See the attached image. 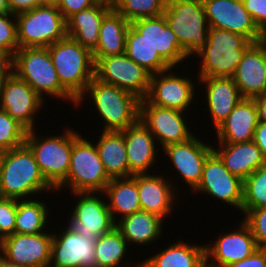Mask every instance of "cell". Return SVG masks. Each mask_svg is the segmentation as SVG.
Listing matches in <instances>:
<instances>
[{
  "instance_id": "6da1fadb",
  "label": "cell",
  "mask_w": 266,
  "mask_h": 267,
  "mask_svg": "<svg viewBox=\"0 0 266 267\" xmlns=\"http://www.w3.org/2000/svg\"><path fill=\"white\" fill-rule=\"evenodd\" d=\"M140 100L135 94L94 77L76 101L75 109L91 101L96 118L102 121L97 120L102 123L100 131H122L139 120Z\"/></svg>"
},
{
  "instance_id": "7a4b0ae2",
  "label": "cell",
  "mask_w": 266,
  "mask_h": 267,
  "mask_svg": "<svg viewBox=\"0 0 266 267\" xmlns=\"http://www.w3.org/2000/svg\"><path fill=\"white\" fill-rule=\"evenodd\" d=\"M52 192L56 193V190L46 181L26 144L2 152L1 197L22 200L39 197L43 193L51 195Z\"/></svg>"
},
{
  "instance_id": "3957f363",
  "label": "cell",
  "mask_w": 266,
  "mask_h": 267,
  "mask_svg": "<svg viewBox=\"0 0 266 267\" xmlns=\"http://www.w3.org/2000/svg\"><path fill=\"white\" fill-rule=\"evenodd\" d=\"M9 60L11 72L30 85L45 102L48 98L56 99V102L72 103L75 108L77 100L61 85L48 47L19 48Z\"/></svg>"
},
{
  "instance_id": "277c9868",
  "label": "cell",
  "mask_w": 266,
  "mask_h": 267,
  "mask_svg": "<svg viewBox=\"0 0 266 267\" xmlns=\"http://www.w3.org/2000/svg\"><path fill=\"white\" fill-rule=\"evenodd\" d=\"M253 43L241 34L209 28L207 43L194 56L198 62L197 67L200 65L199 68H196L198 71L197 79L233 77L245 51Z\"/></svg>"
},
{
  "instance_id": "5b68a950",
  "label": "cell",
  "mask_w": 266,
  "mask_h": 267,
  "mask_svg": "<svg viewBox=\"0 0 266 267\" xmlns=\"http://www.w3.org/2000/svg\"><path fill=\"white\" fill-rule=\"evenodd\" d=\"M88 138L81 135L76 128L74 129L68 175L55 189L58 192L57 195L65 189L71 193L104 192L111 181L100 160L95 143Z\"/></svg>"
},
{
  "instance_id": "8992f818",
  "label": "cell",
  "mask_w": 266,
  "mask_h": 267,
  "mask_svg": "<svg viewBox=\"0 0 266 267\" xmlns=\"http://www.w3.org/2000/svg\"><path fill=\"white\" fill-rule=\"evenodd\" d=\"M38 132L36 129L27 131L25 144L33 152L46 181L56 189L68 175L74 143V127L67 124L63 131L61 130V134L52 132L49 135L48 132L45 136Z\"/></svg>"
},
{
  "instance_id": "52a82bcc",
  "label": "cell",
  "mask_w": 266,
  "mask_h": 267,
  "mask_svg": "<svg viewBox=\"0 0 266 267\" xmlns=\"http://www.w3.org/2000/svg\"><path fill=\"white\" fill-rule=\"evenodd\" d=\"M48 50L61 85L78 100L95 76L92 51L68 36Z\"/></svg>"
},
{
  "instance_id": "ba28073f",
  "label": "cell",
  "mask_w": 266,
  "mask_h": 267,
  "mask_svg": "<svg viewBox=\"0 0 266 267\" xmlns=\"http://www.w3.org/2000/svg\"><path fill=\"white\" fill-rule=\"evenodd\" d=\"M163 15L190 60L207 43L209 24L202 0H167Z\"/></svg>"
},
{
  "instance_id": "9c48e42d",
  "label": "cell",
  "mask_w": 266,
  "mask_h": 267,
  "mask_svg": "<svg viewBox=\"0 0 266 267\" xmlns=\"http://www.w3.org/2000/svg\"><path fill=\"white\" fill-rule=\"evenodd\" d=\"M19 48L48 47L67 37L66 19L56 5L16 14Z\"/></svg>"
},
{
  "instance_id": "30bf717a",
  "label": "cell",
  "mask_w": 266,
  "mask_h": 267,
  "mask_svg": "<svg viewBox=\"0 0 266 267\" xmlns=\"http://www.w3.org/2000/svg\"><path fill=\"white\" fill-rule=\"evenodd\" d=\"M196 133L197 132L187 141L169 144L161 149V152L166 156L165 158H168V164L170 163L172 165H169L172 167L170 171L175 172L174 175L179 179L178 181L175 180L176 176L173 175V172L170 177L168 175V173L170 174L169 171L167 173L164 171V174L167 175L171 182L173 181L172 184L180 195H184L185 191L181 193L183 191L177 185L185 182L186 188H189L190 191H193L198 186L202 177L205 161L213 152V143H207L209 141L205 142L204 138H200V135L196 137ZM172 176H174V178H172ZM179 180L183 181L178 184Z\"/></svg>"
},
{
  "instance_id": "8fae6325",
  "label": "cell",
  "mask_w": 266,
  "mask_h": 267,
  "mask_svg": "<svg viewBox=\"0 0 266 267\" xmlns=\"http://www.w3.org/2000/svg\"><path fill=\"white\" fill-rule=\"evenodd\" d=\"M70 195L76 200L72 202H75L72 208H68L70 214L69 217L66 216L67 225L66 221L64 224L73 233L95 241L115 227L116 222L113 220L104 192H74Z\"/></svg>"
},
{
  "instance_id": "7c38bea8",
  "label": "cell",
  "mask_w": 266,
  "mask_h": 267,
  "mask_svg": "<svg viewBox=\"0 0 266 267\" xmlns=\"http://www.w3.org/2000/svg\"><path fill=\"white\" fill-rule=\"evenodd\" d=\"M178 68L181 67H171L160 73L152 74L145 99L153 105L188 113L193 110L194 105L198 104V102L195 103V99H198L197 91L198 94L200 92L203 95V93L196 89L198 88V79L195 78L197 75L193 78L190 75L188 77L187 74L177 73Z\"/></svg>"
},
{
  "instance_id": "4fadbf2b",
  "label": "cell",
  "mask_w": 266,
  "mask_h": 267,
  "mask_svg": "<svg viewBox=\"0 0 266 267\" xmlns=\"http://www.w3.org/2000/svg\"><path fill=\"white\" fill-rule=\"evenodd\" d=\"M187 114L176 109L153 105L145 98L140 100L139 119L154 135L160 149L169 144L187 141L194 135L196 131L189 127L192 124L187 120Z\"/></svg>"
},
{
  "instance_id": "5bb4252c",
  "label": "cell",
  "mask_w": 266,
  "mask_h": 267,
  "mask_svg": "<svg viewBox=\"0 0 266 267\" xmlns=\"http://www.w3.org/2000/svg\"><path fill=\"white\" fill-rule=\"evenodd\" d=\"M195 194L210 196L222 205L231 206L241 213L243 202V180L231 174L219 156L213 151L205 161L203 173L198 186L192 191ZM224 203V204H223Z\"/></svg>"
},
{
  "instance_id": "9a60e30c",
  "label": "cell",
  "mask_w": 266,
  "mask_h": 267,
  "mask_svg": "<svg viewBox=\"0 0 266 267\" xmlns=\"http://www.w3.org/2000/svg\"><path fill=\"white\" fill-rule=\"evenodd\" d=\"M45 104L46 102L30 85L12 72L4 79L0 93V108L27 131L37 129L36 122H41L37 121V116L47 107Z\"/></svg>"
},
{
  "instance_id": "2e32d148",
  "label": "cell",
  "mask_w": 266,
  "mask_h": 267,
  "mask_svg": "<svg viewBox=\"0 0 266 267\" xmlns=\"http://www.w3.org/2000/svg\"><path fill=\"white\" fill-rule=\"evenodd\" d=\"M151 75L125 53L100 58L95 63V78L131 92L140 99L148 93Z\"/></svg>"
},
{
  "instance_id": "e0dca14e",
  "label": "cell",
  "mask_w": 266,
  "mask_h": 267,
  "mask_svg": "<svg viewBox=\"0 0 266 267\" xmlns=\"http://www.w3.org/2000/svg\"><path fill=\"white\" fill-rule=\"evenodd\" d=\"M237 224V229L219 232L213 241L205 242L206 267H227L244 260L258 249L250 227L241 218Z\"/></svg>"
},
{
  "instance_id": "ac0fdd59",
  "label": "cell",
  "mask_w": 266,
  "mask_h": 267,
  "mask_svg": "<svg viewBox=\"0 0 266 267\" xmlns=\"http://www.w3.org/2000/svg\"><path fill=\"white\" fill-rule=\"evenodd\" d=\"M54 226L53 223L51 232L14 233L4 237L0 240V254L22 266L49 267Z\"/></svg>"
},
{
  "instance_id": "d6986e66",
  "label": "cell",
  "mask_w": 266,
  "mask_h": 267,
  "mask_svg": "<svg viewBox=\"0 0 266 267\" xmlns=\"http://www.w3.org/2000/svg\"><path fill=\"white\" fill-rule=\"evenodd\" d=\"M209 28L235 32L257 42L264 34L258 29L242 0H202Z\"/></svg>"
},
{
  "instance_id": "ffe728a7",
  "label": "cell",
  "mask_w": 266,
  "mask_h": 267,
  "mask_svg": "<svg viewBox=\"0 0 266 267\" xmlns=\"http://www.w3.org/2000/svg\"><path fill=\"white\" fill-rule=\"evenodd\" d=\"M137 174V189L142 211L155 214L165 222L172 219L175 206H179L182 196L176 191L166 174ZM180 199V200H179ZM177 204V205H176Z\"/></svg>"
},
{
  "instance_id": "44dd1931",
  "label": "cell",
  "mask_w": 266,
  "mask_h": 267,
  "mask_svg": "<svg viewBox=\"0 0 266 267\" xmlns=\"http://www.w3.org/2000/svg\"><path fill=\"white\" fill-rule=\"evenodd\" d=\"M61 227L53 230L49 267H97L95 241Z\"/></svg>"
},
{
  "instance_id": "7402d4cb",
  "label": "cell",
  "mask_w": 266,
  "mask_h": 267,
  "mask_svg": "<svg viewBox=\"0 0 266 267\" xmlns=\"http://www.w3.org/2000/svg\"><path fill=\"white\" fill-rule=\"evenodd\" d=\"M122 133L127 151L129 177L136 174L159 172L156 171L158 168L156 161L162 156L159 155L161 149L157 145L154 135L141 120L139 119L134 125L122 130Z\"/></svg>"
},
{
  "instance_id": "603a6c76",
  "label": "cell",
  "mask_w": 266,
  "mask_h": 267,
  "mask_svg": "<svg viewBox=\"0 0 266 267\" xmlns=\"http://www.w3.org/2000/svg\"><path fill=\"white\" fill-rule=\"evenodd\" d=\"M199 88L204 91L201 100L206 101L202 112H208L207 117L210 115L212 120L210 128H214L213 130L228 117L243 98L232 77L200 78L198 79Z\"/></svg>"
},
{
  "instance_id": "cb8c5ba5",
  "label": "cell",
  "mask_w": 266,
  "mask_h": 267,
  "mask_svg": "<svg viewBox=\"0 0 266 267\" xmlns=\"http://www.w3.org/2000/svg\"><path fill=\"white\" fill-rule=\"evenodd\" d=\"M131 25L144 36L171 67L181 66L189 60L184 55V48L180 45L175 33L167 25L164 15L139 19L131 22Z\"/></svg>"
},
{
  "instance_id": "d4e9b609",
  "label": "cell",
  "mask_w": 266,
  "mask_h": 267,
  "mask_svg": "<svg viewBox=\"0 0 266 267\" xmlns=\"http://www.w3.org/2000/svg\"><path fill=\"white\" fill-rule=\"evenodd\" d=\"M258 124L257 108L253 98H242L228 117L214 130L216 143L253 141Z\"/></svg>"
},
{
  "instance_id": "484cf974",
  "label": "cell",
  "mask_w": 266,
  "mask_h": 267,
  "mask_svg": "<svg viewBox=\"0 0 266 267\" xmlns=\"http://www.w3.org/2000/svg\"><path fill=\"white\" fill-rule=\"evenodd\" d=\"M173 241L166 248H159L160 251H156L155 255H151L139 263L136 262L134 265L136 264V267H206L204 243H188L182 238L176 241L173 239Z\"/></svg>"
},
{
  "instance_id": "4316f807",
  "label": "cell",
  "mask_w": 266,
  "mask_h": 267,
  "mask_svg": "<svg viewBox=\"0 0 266 267\" xmlns=\"http://www.w3.org/2000/svg\"><path fill=\"white\" fill-rule=\"evenodd\" d=\"M232 78L243 98H254L266 92V60L257 42L245 51Z\"/></svg>"
},
{
  "instance_id": "83f0119b",
  "label": "cell",
  "mask_w": 266,
  "mask_h": 267,
  "mask_svg": "<svg viewBox=\"0 0 266 267\" xmlns=\"http://www.w3.org/2000/svg\"><path fill=\"white\" fill-rule=\"evenodd\" d=\"M164 223L167 226L159 216L141 210L122 217L116 221L115 227L130 247L136 245L139 248V246L147 247L150 244H157L164 234V227H166L163 226Z\"/></svg>"
},
{
  "instance_id": "f1b7e54d",
  "label": "cell",
  "mask_w": 266,
  "mask_h": 267,
  "mask_svg": "<svg viewBox=\"0 0 266 267\" xmlns=\"http://www.w3.org/2000/svg\"><path fill=\"white\" fill-rule=\"evenodd\" d=\"M212 147L225 168L243 181L266 161L254 141L216 143Z\"/></svg>"
},
{
  "instance_id": "f546056e",
  "label": "cell",
  "mask_w": 266,
  "mask_h": 267,
  "mask_svg": "<svg viewBox=\"0 0 266 267\" xmlns=\"http://www.w3.org/2000/svg\"><path fill=\"white\" fill-rule=\"evenodd\" d=\"M112 8L99 2L85 10L74 13L66 20L67 36L93 51L98 44L102 20Z\"/></svg>"
},
{
  "instance_id": "4dcf8cb0",
  "label": "cell",
  "mask_w": 266,
  "mask_h": 267,
  "mask_svg": "<svg viewBox=\"0 0 266 267\" xmlns=\"http://www.w3.org/2000/svg\"><path fill=\"white\" fill-rule=\"evenodd\" d=\"M130 24L114 8L104 16L99 30L98 44L92 51L95 63L100 58L125 53L126 34Z\"/></svg>"
},
{
  "instance_id": "1f68e13d",
  "label": "cell",
  "mask_w": 266,
  "mask_h": 267,
  "mask_svg": "<svg viewBox=\"0 0 266 267\" xmlns=\"http://www.w3.org/2000/svg\"><path fill=\"white\" fill-rule=\"evenodd\" d=\"M101 132V134H100ZM95 143L100 160L110 178L129 177V164L122 131H99Z\"/></svg>"
},
{
  "instance_id": "d6a6232c",
  "label": "cell",
  "mask_w": 266,
  "mask_h": 267,
  "mask_svg": "<svg viewBox=\"0 0 266 267\" xmlns=\"http://www.w3.org/2000/svg\"><path fill=\"white\" fill-rule=\"evenodd\" d=\"M104 194L115 222L124 216L141 211L137 174L130 177L111 178Z\"/></svg>"
},
{
  "instance_id": "836d02e7",
  "label": "cell",
  "mask_w": 266,
  "mask_h": 267,
  "mask_svg": "<svg viewBox=\"0 0 266 267\" xmlns=\"http://www.w3.org/2000/svg\"><path fill=\"white\" fill-rule=\"evenodd\" d=\"M22 199L17 200V213L15 220V233L18 234H38L45 231H49L50 227L48 224H53L54 219L51 218L50 213L52 209L49 203L44 200H41L40 196L38 199ZM49 215V216H48ZM50 220V221H49ZM49 221V222H48ZM52 222V223H51ZM48 223V224H47ZM49 227V228H47ZM47 229V230H46Z\"/></svg>"
},
{
  "instance_id": "e575fe53",
  "label": "cell",
  "mask_w": 266,
  "mask_h": 267,
  "mask_svg": "<svg viewBox=\"0 0 266 267\" xmlns=\"http://www.w3.org/2000/svg\"><path fill=\"white\" fill-rule=\"evenodd\" d=\"M129 247L116 227L99 236L94 245L97 267H132Z\"/></svg>"
},
{
  "instance_id": "d590c367",
  "label": "cell",
  "mask_w": 266,
  "mask_h": 267,
  "mask_svg": "<svg viewBox=\"0 0 266 267\" xmlns=\"http://www.w3.org/2000/svg\"><path fill=\"white\" fill-rule=\"evenodd\" d=\"M125 54L151 74L165 71L171 66L131 24L126 34Z\"/></svg>"
},
{
  "instance_id": "8d00e7d4",
  "label": "cell",
  "mask_w": 266,
  "mask_h": 267,
  "mask_svg": "<svg viewBox=\"0 0 266 267\" xmlns=\"http://www.w3.org/2000/svg\"><path fill=\"white\" fill-rule=\"evenodd\" d=\"M266 207V161L243 181L241 214Z\"/></svg>"
},
{
  "instance_id": "74e56055",
  "label": "cell",
  "mask_w": 266,
  "mask_h": 267,
  "mask_svg": "<svg viewBox=\"0 0 266 267\" xmlns=\"http://www.w3.org/2000/svg\"><path fill=\"white\" fill-rule=\"evenodd\" d=\"M167 0H118L113 8L127 21L163 15Z\"/></svg>"
},
{
  "instance_id": "f35d334b",
  "label": "cell",
  "mask_w": 266,
  "mask_h": 267,
  "mask_svg": "<svg viewBox=\"0 0 266 267\" xmlns=\"http://www.w3.org/2000/svg\"><path fill=\"white\" fill-rule=\"evenodd\" d=\"M27 130L0 108V150L2 152L25 144Z\"/></svg>"
},
{
  "instance_id": "ab89813d",
  "label": "cell",
  "mask_w": 266,
  "mask_h": 267,
  "mask_svg": "<svg viewBox=\"0 0 266 267\" xmlns=\"http://www.w3.org/2000/svg\"><path fill=\"white\" fill-rule=\"evenodd\" d=\"M18 49L16 16L10 12L0 13V53L10 59Z\"/></svg>"
},
{
  "instance_id": "60d3db41",
  "label": "cell",
  "mask_w": 266,
  "mask_h": 267,
  "mask_svg": "<svg viewBox=\"0 0 266 267\" xmlns=\"http://www.w3.org/2000/svg\"><path fill=\"white\" fill-rule=\"evenodd\" d=\"M241 219L250 227L257 247L266 249V207L247 210Z\"/></svg>"
},
{
  "instance_id": "b9f144b4",
  "label": "cell",
  "mask_w": 266,
  "mask_h": 267,
  "mask_svg": "<svg viewBox=\"0 0 266 267\" xmlns=\"http://www.w3.org/2000/svg\"><path fill=\"white\" fill-rule=\"evenodd\" d=\"M17 199L0 196V240L15 233Z\"/></svg>"
},
{
  "instance_id": "7bdbcfd3",
  "label": "cell",
  "mask_w": 266,
  "mask_h": 267,
  "mask_svg": "<svg viewBox=\"0 0 266 267\" xmlns=\"http://www.w3.org/2000/svg\"><path fill=\"white\" fill-rule=\"evenodd\" d=\"M258 29L266 34V0H242Z\"/></svg>"
},
{
  "instance_id": "ee69618b",
  "label": "cell",
  "mask_w": 266,
  "mask_h": 267,
  "mask_svg": "<svg viewBox=\"0 0 266 267\" xmlns=\"http://www.w3.org/2000/svg\"><path fill=\"white\" fill-rule=\"evenodd\" d=\"M98 3V0H61L57 7L62 16L67 20L74 13L85 10Z\"/></svg>"
},
{
  "instance_id": "f6af8a7d",
  "label": "cell",
  "mask_w": 266,
  "mask_h": 267,
  "mask_svg": "<svg viewBox=\"0 0 266 267\" xmlns=\"http://www.w3.org/2000/svg\"><path fill=\"white\" fill-rule=\"evenodd\" d=\"M266 249L258 248L244 260L232 263L227 267H265Z\"/></svg>"
},
{
  "instance_id": "bcb514c9",
  "label": "cell",
  "mask_w": 266,
  "mask_h": 267,
  "mask_svg": "<svg viewBox=\"0 0 266 267\" xmlns=\"http://www.w3.org/2000/svg\"><path fill=\"white\" fill-rule=\"evenodd\" d=\"M6 2L8 11L14 15L30 11L38 6L34 0H6Z\"/></svg>"
},
{
  "instance_id": "7dc6e473",
  "label": "cell",
  "mask_w": 266,
  "mask_h": 267,
  "mask_svg": "<svg viewBox=\"0 0 266 267\" xmlns=\"http://www.w3.org/2000/svg\"><path fill=\"white\" fill-rule=\"evenodd\" d=\"M253 141L261 150V153L266 160V121H258L254 132Z\"/></svg>"
},
{
  "instance_id": "c3c4849f",
  "label": "cell",
  "mask_w": 266,
  "mask_h": 267,
  "mask_svg": "<svg viewBox=\"0 0 266 267\" xmlns=\"http://www.w3.org/2000/svg\"><path fill=\"white\" fill-rule=\"evenodd\" d=\"M253 99L257 108L258 121H266V92Z\"/></svg>"
},
{
  "instance_id": "681fc988",
  "label": "cell",
  "mask_w": 266,
  "mask_h": 267,
  "mask_svg": "<svg viewBox=\"0 0 266 267\" xmlns=\"http://www.w3.org/2000/svg\"><path fill=\"white\" fill-rule=\"evenodd\" d=\"M11 72V63L9 59H4L0 63V93L2 90V84L4 79L8 76V74Z\"/></svg>"
},
{
  "instance_id": "f907efd6",
  "label": "cell",
  "mask_w": 266,
  "mask_h": 267,
  "mask_svg": "<svg viewBox=\"0 0 266 267\" xmlns=\"http://www.w3.org/2000/svg\"><path fill=\"white\" fill-rule=\"evenodd\" d=\"M0 267H29V266H22L14 262H11L0 254Z\"/></svg>"
},
{
  "instance_id": "816d5d0a",
  "label": "cell",
  "mask_w": 266,
  "mask_h": 267,
  "mask_svg": "<svg viewBox=\"0 0 266 267\" xmlns=\"http://www.w3.org/2000/svg\"><path fill=\"white\" fill-rule=\"evenodd\" d=\"M257 43L263 48L264 50V57L266 60V34H264L258 41Z\"/></svg>"
},
{
  "instance_id": "f5cc1de1",
  "label": "cell",
  "mask_w": 266,
  "mask_h": 267,
  "mask_svg": "<svg viewBox=\"0 0 266 267\" xmlns=\"http://www.w3.org/2000/svg\"><path fill=\"white\" fill-rule=\"evenodd\" d=\"M9 12L6 0H0V13Z\"/></svg>"
},
{
  "instance_id": "db71d44e",
  "label": "cell",
  "mask_w": 266,
  "mask_h": 267,
  "mask_svg": "<svg viewBox=\"0 0 266 267\" xmlns=\"http://www.w3.org/2000/svg\"><path fill=\"white\" fill-rule=\"evenodd\" d=\"M100 3H105L111 7H113L118 0H98Z\"/></svg>"
},
{
  "instance_id": "11a10c76",
  "label": "cell",
  "mask_w": 266,
  "mask_h": 267,
  "mask_svg": "<svg viewBox=\"0 0 266 267\" xmlns=\"http://www.w3.org/2000/svg\"><path fill=\"white\" fill-rule=\"evenodd\" d=\"M34 1L38 6H47V5H49V0H34Z\"/></svg>"
},
{
  "instance_id": "9f6ffc18",
  "label": "cell",
  "mask_w": 266,
  "mask_h": 267,
  "mask_svg": "<svg viewBox=\"0 0 266 267\" xmlns=\"http://www.w3.org/2000/svg\"><path fill=\"white\" fill-rule=\"evenodd\" d=\"M61 0H49V5H58Z\"/></svg>"
},
{
  "instance_id": "6f0895ef",
  "label": "cell",
  "mask_w": 266,
  "mask_h": 267,
  "mask_svg": "<svg viewBox=\"0 0 266 267\" xmlns=\"http://www.w3.org/2000/svg\"><path fill=\"white\" fill-rule=\"evenodd\" d=\"M1 169H2V154L0 155V175H1Z\"/></svg>"
},
{
  "instance_id": "680465c9",
  "label": "cell",
  "mask_w": 266,
  "mask_h": 267,
  "mask_svg": "<svg viewBox=\"0 0 266 267\" xmlns=\"http://www.w3.org/2000/svg\"><path fill=\"white\" fill-rule=\"evenodd\" d=\"M5 59V57L0 53V63Z\"/></svg>"
}]
</instances>
